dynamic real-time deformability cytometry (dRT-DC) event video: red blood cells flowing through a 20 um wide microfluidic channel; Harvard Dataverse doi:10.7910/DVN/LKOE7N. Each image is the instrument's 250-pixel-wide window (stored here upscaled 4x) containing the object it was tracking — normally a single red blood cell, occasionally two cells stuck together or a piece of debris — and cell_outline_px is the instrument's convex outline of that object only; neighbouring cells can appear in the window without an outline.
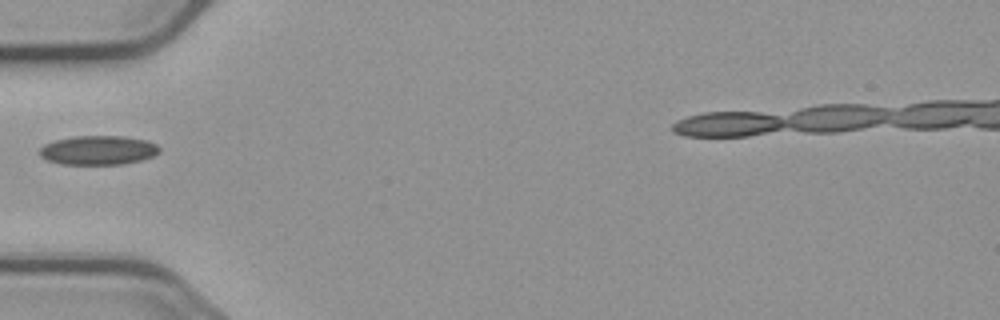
{"species": "common noctule bat (a hibernating species)", "species_latin": "Nyctalus noctula", "temperature_condition": "cold", "stored_images_in_passage": 1, "camera_frame_rate_fps": 3000, "um_per_image_px": 0.085, "animal": {"sex": "male", "body_mass_g": 23.1, "forearm_length_mm": 52.7}, "frame": {"image": 1, "passage_image": 1, "time_ms": 0.0, "image_size_px": [1000, 320], "cell_outline_px": [[160, 152], [152, 156], [140, 160], [120, 164], [64, 164], [48, 160], [40, 156], [40, 148], [44, 144], [56, 140], [72, 136], [124, 136], [144, 140], [156, 144], [160, 148]], "centroid_in_image_um": [8.34, 12.76], "position_along_channel_um": 76.7, "area_um2": 20.17}}